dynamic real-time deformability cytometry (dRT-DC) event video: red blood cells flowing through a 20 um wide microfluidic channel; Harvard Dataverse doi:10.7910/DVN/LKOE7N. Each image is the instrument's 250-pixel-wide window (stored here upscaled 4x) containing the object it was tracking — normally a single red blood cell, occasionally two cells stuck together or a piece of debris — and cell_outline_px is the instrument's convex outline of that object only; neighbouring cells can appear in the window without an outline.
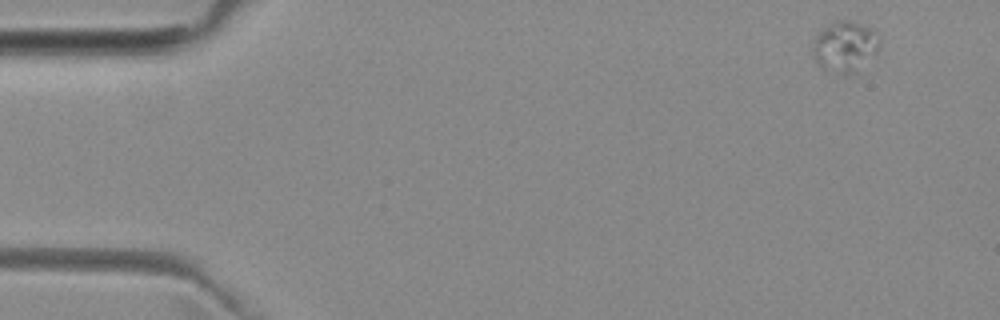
{"species": "common noctule bat (a hibernating species)", "species_latin": "Nyctalus noctula", "temperature_condition": "room temperature", "stored_images_in_passage": 4, "camera_frame_rate_fps": 3000, "um_per_image_px": 0.085, "animal": {"sex": "female", "body_mass_g": 29.2, "forearm_length_mm": 56.3}, "frame": {"image": 1, "passage_image": 1, "time_ms": 0.0, "image_size_px": [1000, 320], "cell_outline_px": [[880, 48], [876, 52], [852, 72], [844, 72], [824, 68], [812, 56], [812, 40], [824, 28], [836, 20], [852, 20], [876, 28], [880, 40]], "centroid_in_image_um": [71.84, 3.85], "position_along_channel_um": 13.2, "area_um2": 19.36}}
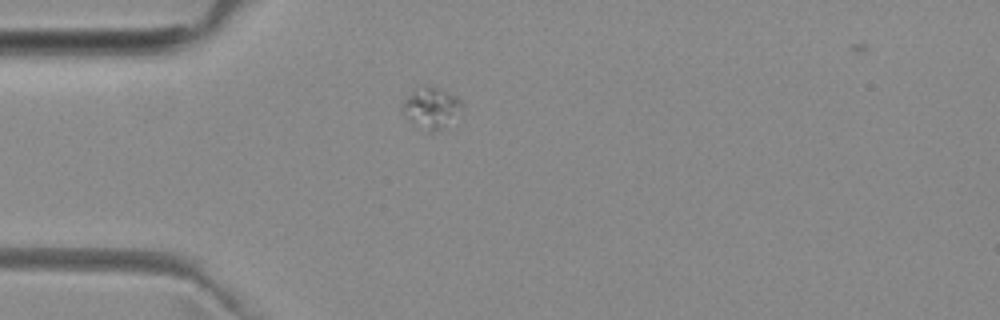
{"frame": {"image": 2, "passage_image": 4, "time_ms": 3.667, "image_size_px": [1000, 320], "cell_outline_px": [[464, 104], [436, 132], [428, 132], [408, 120], [404, 116], [404, 100], [412, 92], [424, 84], [428, 84], [456, 96]], "centroid_in_image_um": [36.6, 9.14], "position_along_channel_um": 48.4, "area_um2": 13.53}}